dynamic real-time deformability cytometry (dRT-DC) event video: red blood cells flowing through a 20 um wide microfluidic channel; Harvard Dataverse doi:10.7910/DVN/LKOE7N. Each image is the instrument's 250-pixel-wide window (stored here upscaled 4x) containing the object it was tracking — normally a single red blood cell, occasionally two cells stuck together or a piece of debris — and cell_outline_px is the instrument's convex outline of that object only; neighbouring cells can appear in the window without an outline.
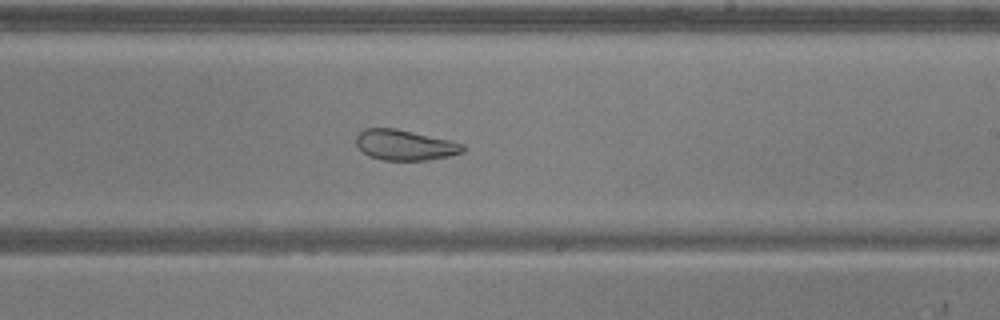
{"species": "common noctule bat (a hibernating species)", "species_latin": "Nyctalus noctula", "temperature_condition": "warm", "stored_images_in_passage": 52, "camera_frame_rate_fps": 3000, "um_per_image_px": 0.085, "animal": {"sex": "male", "body_mass_g": 20.5, "forearm_length_mm": 52.5}, "frame": {"image": 1, "passage_image": 30, "time_ms": 9.667, "image_size_px": [1000, 320], "cell_outline_px": [[464, 152], [448, 156], [428, 160], [384, 160], [368, 156], [356, 144], [356, 136], [364, 128], [396, 128], [452, 140], [464, 144]], "centroid_in_image_um": [34.43, 12.32], "position_along_channel_um": 254.6, "area_um2": 19.02}, "authors_computed_cell_mechanics": {"area_um2": 26.7903, "velocity_mm_per_s": 3.8326, "shape_relaxation_time_tau1_ms": null, "shape_relaxation_time_tau2_ms": 1.442, "deformation_change_tau1": null, "deformation_change_tau2": 0.0795}}